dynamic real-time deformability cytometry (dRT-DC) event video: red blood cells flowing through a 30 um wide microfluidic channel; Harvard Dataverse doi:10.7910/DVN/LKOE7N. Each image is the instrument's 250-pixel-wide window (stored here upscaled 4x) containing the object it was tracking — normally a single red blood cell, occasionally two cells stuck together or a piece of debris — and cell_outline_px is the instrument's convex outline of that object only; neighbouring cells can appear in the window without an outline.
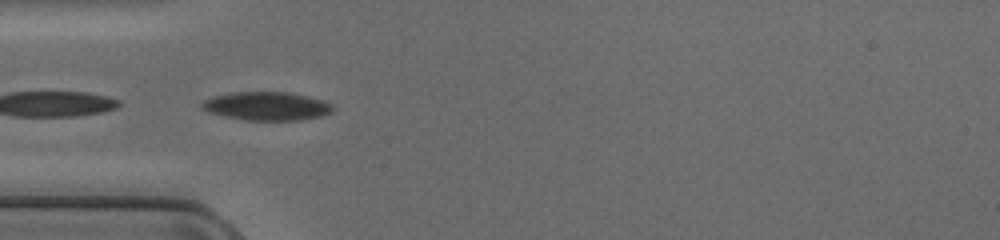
{"species": "common noctule bat (a hibernating species)", "species_latin": "Nyctalus noctula", "temperature_condition": "cold", "stored_images_in_passage": 8, "camera_frame_rate_fps": 3000, "um_per_image_px": 0.085, "animal": {"sex": "female", "body_mass_g": 17.0, "forearm_length_mm": 48.0}, "frame": {"image": 1, "passage_image": 5, "time_ms": 1.333, "image_size_px": [1000, 240], "cell_outline_px": [[336, 108], [332, 112], [320, 116], [300, 120], [248, 120], [208, 112], [200, 108], [200, 104], [204, 100], [216, 96], [232, 92], [288, 92], [308, 96], [324, 100], [332, 104]], "centroid_in_image_um": [22.72, 9.01], "position_along_channel_um": 62.3, "area_um2": 21.68}}